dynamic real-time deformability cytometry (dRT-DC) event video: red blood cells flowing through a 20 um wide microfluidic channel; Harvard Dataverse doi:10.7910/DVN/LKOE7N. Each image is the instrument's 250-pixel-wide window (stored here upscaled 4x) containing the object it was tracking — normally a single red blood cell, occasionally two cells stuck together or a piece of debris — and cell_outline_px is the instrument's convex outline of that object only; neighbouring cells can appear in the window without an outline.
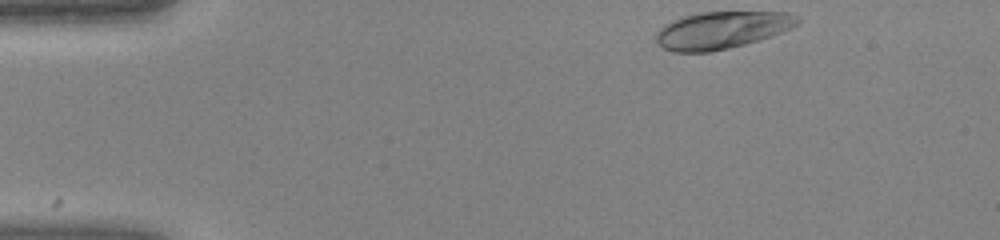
{"species": "human", "species_latin": "Homo sapiens", "temperature_condition": "warm", "stored_images_in_passage": 40, "camera_frame_rate_fps": 3000, "um_per_image_px": 0.085, "donor": {"sex": "female"}, "frame": {"image": 1, "passage_image": 1, "time_ms": 0.0, "image_size_px": [1000, 240], "cell_outline_px": [[800, 20], [792, 28], [760, 40], [712, 52], [672, 52], [664, 48], [656, 40], [656, 32], [664, 24], [672, 20], [684, 16], [700, 12], [788, 12], [800, 16]], "centroid_in_image_um": [61.35, 2.55], "position_along_channel_um": 23.6, "area_um2": 30.75}}
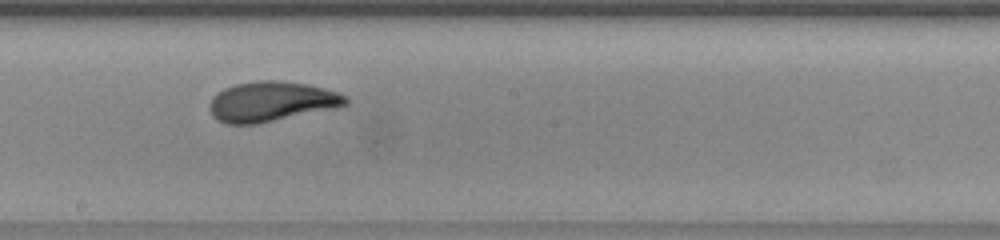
{"frame": {"image": 2, "passage_image": 20, "time_ms": 6.333, "image_size_px": [1000, 240], "cell_outline_px": [[348, 104], [336, 108], [256, 124], [228, 124], [216, 120], [212, 116], [208, 108], [208, 104], [212, 96], [216, 92], [224, 88], [236, 84], [260, 80], [276, 80], [308, 84], [324, 88], [348, 96]], "centroid_in_image_um": [23.04, 8.63], "position_along_channel_um": 225.2, "area_um2": 31.96}}
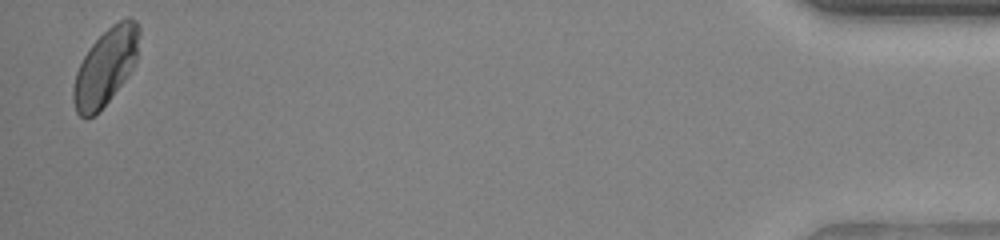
{"frame": {"image": 3, "passage_image": 39, "time_ms": 12.667, "image_size_px": [1000, 240], "cell_outline_px": [[140, 32], [136, 60], [128, 76], [108, 100], [88, 120], [84, 120], [76, 112], [72, 100], [72, 88], [76, 72], [84, 56], [92, 44], [112, 24], [128, 16], [136, 20], [140, 24]], "centroid_in_image_um": [8.97, 5.67], "position_along_channel_um": 426.2, "area_um2": 29.3}}